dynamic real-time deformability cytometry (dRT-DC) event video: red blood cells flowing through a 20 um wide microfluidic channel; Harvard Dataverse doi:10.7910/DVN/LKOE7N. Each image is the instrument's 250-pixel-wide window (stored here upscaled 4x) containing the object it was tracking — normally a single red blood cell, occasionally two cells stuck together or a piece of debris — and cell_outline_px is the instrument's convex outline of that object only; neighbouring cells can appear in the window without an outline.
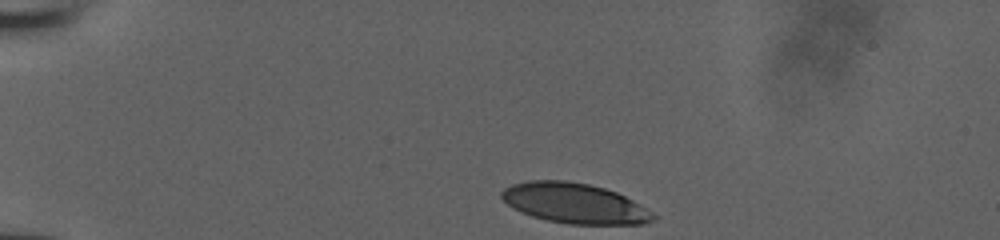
{"species": "human", "species_latin": "Homo sapiens", "temperature_condition": "room temperature", "stored_images_in_passage": 34, "camera_frame_rate_fps": 3000, "um_per_image_px": 0.085, "donor": {"sex": "male"}, "frame": {"image": 1, "passage_image": 1, "time_ms": 0.0, "image_size_px": [1000, 240], "cell_outline_px": [[656, 216], [652, 220], [644, 224], [568, 224], [548, 220], [532, 216], [520, 212], [512, 208], [500, 196], [500, 192], [504, 188], [512, 184], [528, 180], [564, 180], [588, 184], [604, 188], [616, 192], [632, 200], [652, 212]], "centroid_in_image_um": [48.8, 17.27], "position_along_channel_um": 36.2, "area_um2": 35.37}}
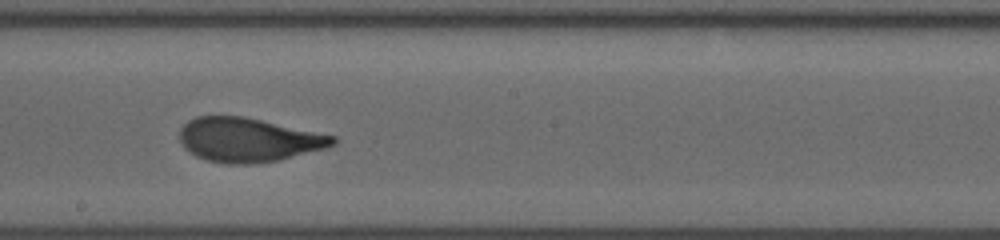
{"frame": {"image": 2, "passage_image": 20, "time_ms": 6.333, "image_size_px": [1000, 240], "cell_outline_px": [[336, 144], [328, 148], [280, 160], [252, 164], [224, 164], [204, 160], [196, 156], [184, 148], [180, 140], [180, 128], [188, 120], [196, 116], [244, 116], [336, 136]], "centroid_in_image_um": [21.11, 11.9], "position_along_channel_um": 227.1, "area_um2": 39.71}}
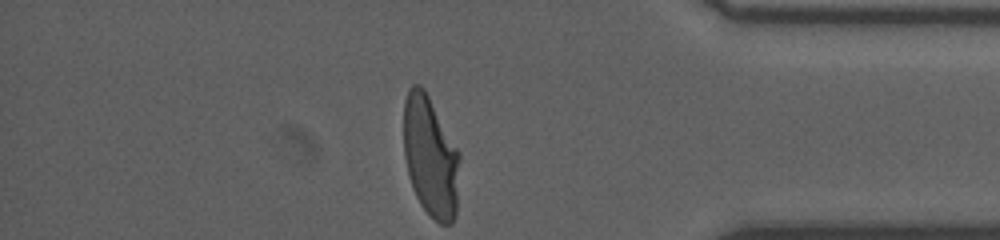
{"frame": {"image": 3, "passage_image": 34, "time_ms": 11.0, "image_size_px": [1000, 240], "cell_outline_px": [[460, 156], [456, 216], [452, 224], [440, 224], [420, 204], [412, 188], [408, 176], [404, 156], [404, 100], [408, 88], [412, 84], [420, 84], [424, 88], [460, 152]], "centroid_in_image_um": [36.59, 13.31], "position_along_channel_um": 398.6, "area_um2": 39.71}}